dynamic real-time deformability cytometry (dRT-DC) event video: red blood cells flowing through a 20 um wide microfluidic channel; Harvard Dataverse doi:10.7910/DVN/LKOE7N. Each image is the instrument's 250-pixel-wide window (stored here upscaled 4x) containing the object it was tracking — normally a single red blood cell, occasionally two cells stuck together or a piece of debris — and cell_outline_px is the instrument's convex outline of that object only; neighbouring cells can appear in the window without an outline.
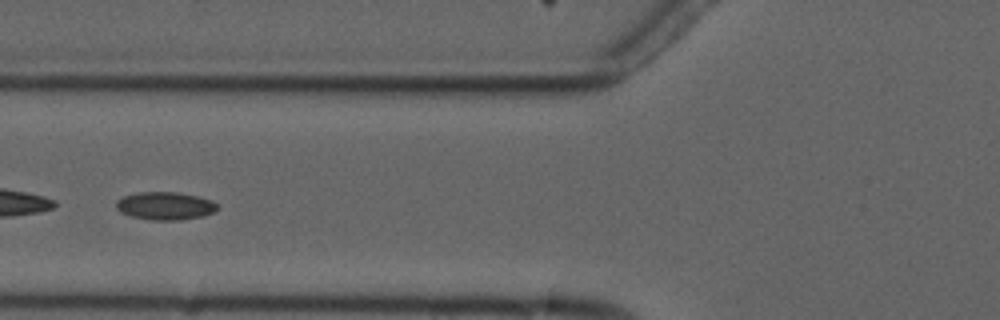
{"species": "common noctule bat (a hibernating species)", "species_latin": "Nyctalus noctula", "temperature_condition": "cold", "stored_images_in_passage": 7, "camera_frame_rate_fps": 3000, "um_per_image_px": 0.085, "animal": {"sex": "male", "forearm_length_mm": 52.5}, "frame": {"image": 1, "passage_image": 7, "time_ms": 7.0, "image_size_px": [1000, 320], "cell_outline_px": [[220, 208], [216, 212], [204, 216], [180, 220], [152, 220], [132, 216], [120, 212], [116, 208], [116, 200], [124, 196], [140, 192], [176, 192], [196, 196], [212, 200]], "centroid_in_image_um": [14.07, 17.5], "position_along_channel_um": 111.7, "area_um2": 16.53}}